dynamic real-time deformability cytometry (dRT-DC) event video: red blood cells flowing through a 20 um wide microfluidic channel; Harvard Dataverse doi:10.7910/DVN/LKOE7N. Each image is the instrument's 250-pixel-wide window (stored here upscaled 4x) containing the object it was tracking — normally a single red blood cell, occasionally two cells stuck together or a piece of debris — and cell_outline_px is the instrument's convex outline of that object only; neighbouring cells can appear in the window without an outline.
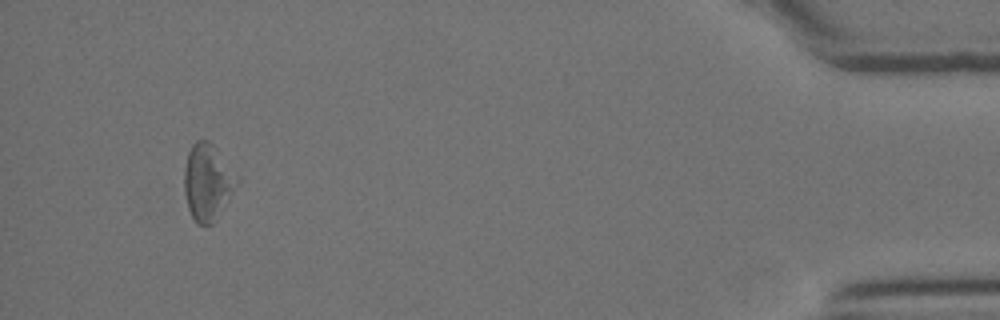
{"species": "Egyptian fruit bat (a non-hibernating species)", "species_latin": "Rousettus aegyptiacus", "temperature_condition": "room temperature", "stored_images_in_passage": 26, "segment_of_instrument_passage": [2, 2], "camera_frame_rate_fps": 3000, "um_per_image_px": 0.085, "animal": {"sex": "female"}, "frame": {"image": 1, "passage_image": 25, "time_ms": 8.0, "image_size_px": [1000, 320], "cell_outline_px": [[240, 180], [228, 200], [212, 224], [200, 224], [192, 216], [188, 208], [184, 192], [184, 168], [188, 152], [192, 144], [196, 140], [208, 140], [216, 148]], "centroid_in_image_um": [17.62, 15.45], "position_along_channel_um": 417.6, "area_um2": 23.12}}